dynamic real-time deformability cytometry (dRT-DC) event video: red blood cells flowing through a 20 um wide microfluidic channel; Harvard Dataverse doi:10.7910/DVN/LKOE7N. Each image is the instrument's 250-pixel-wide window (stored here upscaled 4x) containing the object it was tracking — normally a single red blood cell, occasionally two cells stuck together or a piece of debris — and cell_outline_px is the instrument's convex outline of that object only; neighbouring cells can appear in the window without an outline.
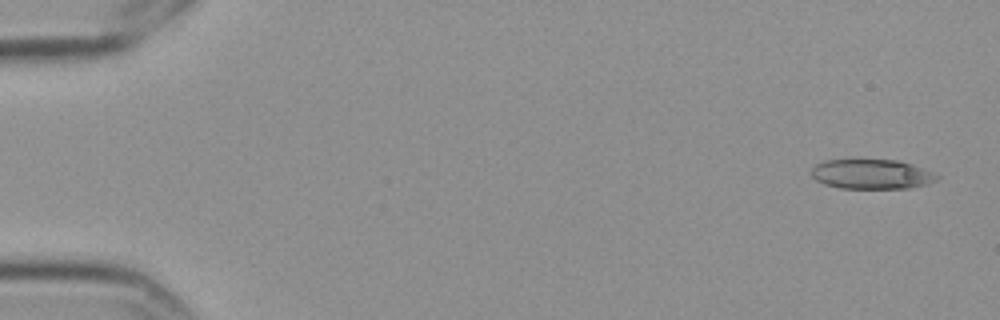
{"species": "Egyptian fruit bat (a non-hibernating species)", "species_latin": "Rousettus aegyptiacus", "temperature_condition": "cold", "stored_images_in_passage": 9, "camera_frame_rate_fps": 3000, "um_per_image_px": 0.085, "frame": {"image": 1, "passage_image": 1, "time_ms": 0.0, "image_size_px": [1000, 320], "cell_outline_px": [[940, 176], [936, 180], [928, 184], [908, 188], [840, 188], [824, 184], [816, 180], [812, 176], [812, 168], [816, 164], [824, 160], [860, 156], [900, 160], [912, 164], [932, 172]], "centroid_in_image_um": [74.05, 14.74], "position_along_channel_um": 11.0, "area_um2": 22.77}}
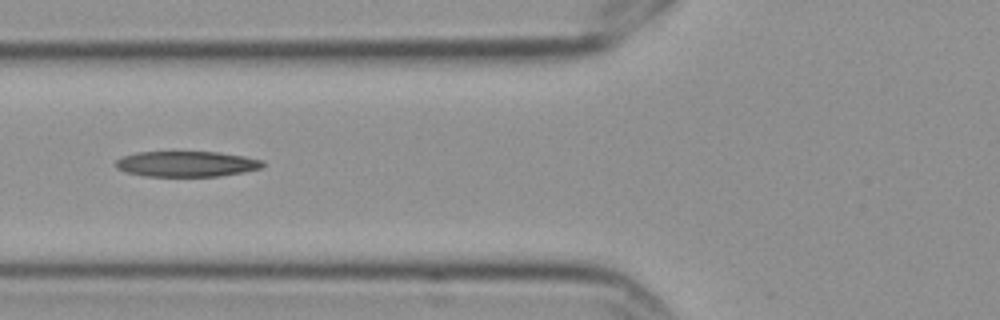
{"frame": {"image": 2, "passage_image": 7, "time_ms": 2.0, "image_size_px": [1000, 320], "cell_outline_px": [[264, 164], [260, 168], [244, 172], [216, 176], [144, 176], [124, 172], [116, 168], [112, 164], [116, 160], [124, 156], [136, 152], [220, 152], [244, 156], [264, 160]], "centroid_in_image_um": [15.81, 13.93], "position_along_channel_um": 110.0, "area_um2": 22.02}}
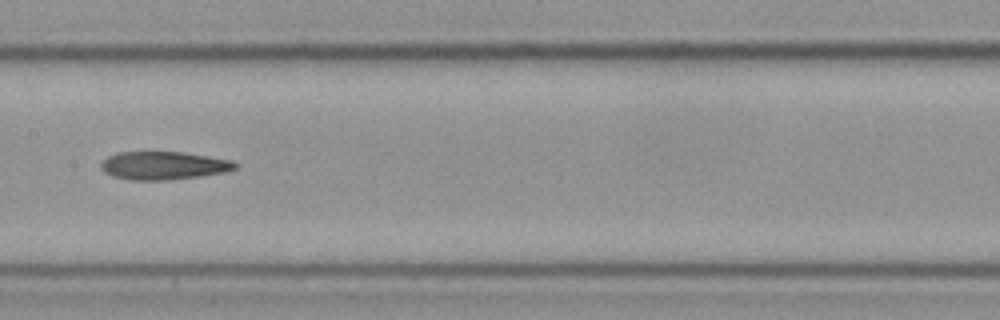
{"frame": {"image": 3, "passage_image": 9, "time_ms": 2.667, "image_size_px": [1000, 320], "cell_outline_px": [[240, 164], [236, 168], [224, 172], [200, 176], [172, 180], [128, 180], [112, 176], [104, 172], [100, 168], [100, 164], [108, 156], [116, 152], [184, 152], [232, 160]], "centroid_in_image_um": [13.9, 14.07], "position_along_channel_um": 193.5, "area_um2": 22.2}}